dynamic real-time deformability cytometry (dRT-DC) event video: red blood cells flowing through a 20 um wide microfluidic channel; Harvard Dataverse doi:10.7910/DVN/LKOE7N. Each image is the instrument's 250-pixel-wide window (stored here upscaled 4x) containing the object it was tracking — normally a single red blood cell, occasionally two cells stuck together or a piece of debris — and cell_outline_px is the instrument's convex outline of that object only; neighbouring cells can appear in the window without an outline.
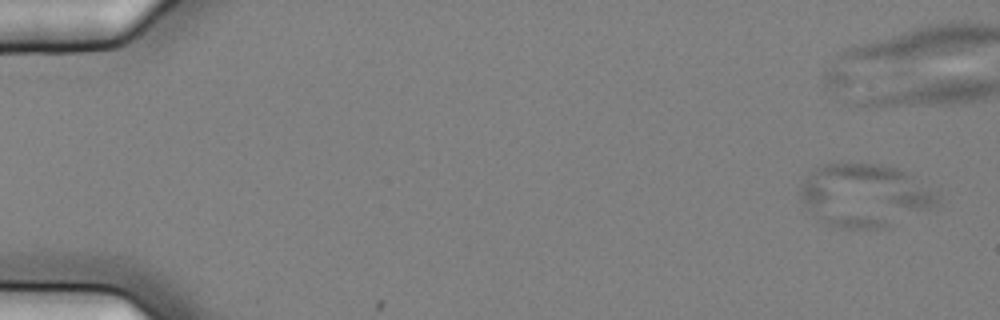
{"species": "common noctule bat (a hibernating species)", "species_latin": "Nyctalus noctula", "temperature_condition": "cold", "stored_images_in_passage": 7, "camera_frame_rate_fps": 3000, "um_per_image_px": 0.085, "animal": {"sex": "female", "body_mass_g": 25.1}, "frame": {"image": 1, "passage_image": 5, "time_ms": 1.333, "image_size_px": [1000, 320], "cell_outline_px": [[940, 208], [880, 228], [844, 228], [828, 224], [816, 216], [800, 200], [800, 184], [808, 172], [824, 164], [880, 164], [896, 168], [908, 172], [940, 188]], "centroid_in_image_um": [73.65, 16.59], "position_along_channel_um": 11.3, "area_um2": 51.44}}